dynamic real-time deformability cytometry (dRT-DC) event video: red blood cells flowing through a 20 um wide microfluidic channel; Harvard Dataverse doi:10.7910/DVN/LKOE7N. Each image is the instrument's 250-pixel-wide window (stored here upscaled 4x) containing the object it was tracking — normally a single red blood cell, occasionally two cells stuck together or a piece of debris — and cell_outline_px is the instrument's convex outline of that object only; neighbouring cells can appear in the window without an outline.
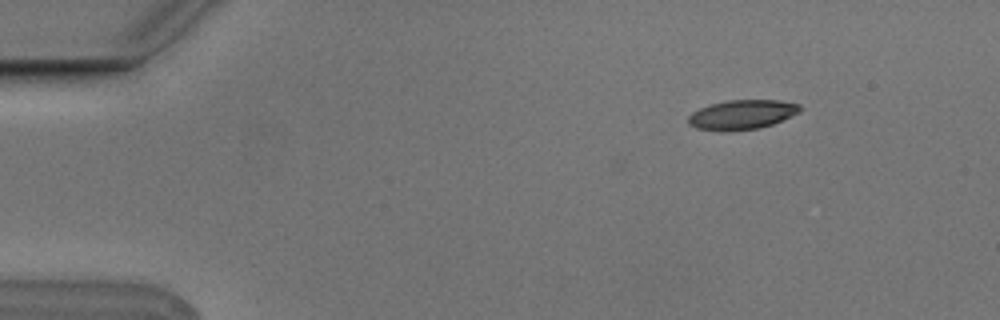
{"species": "Egyptian fruit bat (a non-hibernating species)", "species_latin": "Rousettus aegyptiacus", "temperature_condition": "cold", "stored_images_in_passage": 4, "camera_frame_rate_fps": 3000, "um_per_image_px": 0.085, "animal": {"sex": "male"}, "frame": {"image": 1, "passage_image": 4, "time_ms": 1.0, "image_size_px": [1000, 320], "cell_outline_px": [[804, 108], [800, 112], [772, 124], [760, 128], [720, 132], [696, 128], [688, 124], [688, 116], [692, 112], [700, 108], [712, 104], [728, 100], [780, 100], [800, 104]], "centroid_in_image_um": [63.08, 9.75], "position_along_channel_um": 21.9, "area_um2": 19.36}}